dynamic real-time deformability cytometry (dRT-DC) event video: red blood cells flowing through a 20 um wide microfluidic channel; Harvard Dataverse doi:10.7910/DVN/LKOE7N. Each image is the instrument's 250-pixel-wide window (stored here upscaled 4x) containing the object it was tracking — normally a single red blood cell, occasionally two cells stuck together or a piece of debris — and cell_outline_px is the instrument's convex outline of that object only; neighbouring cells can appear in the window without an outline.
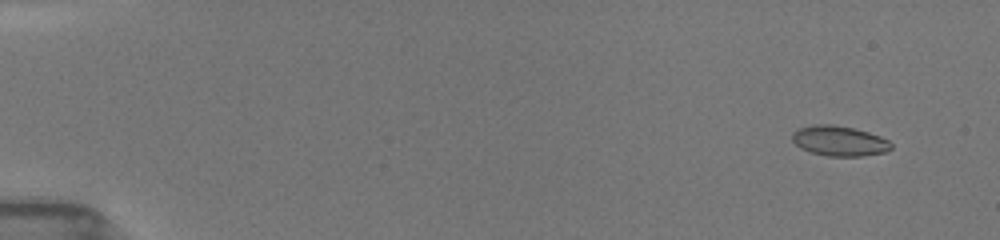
{"species": "common noctule bat (a hibernating species)", "species_latin": "Nyctalus noctula", "temperature_condition": "room temperature", "stored_images_in_passage": 53, "camera_frame_rate_fps": 3000, "um_per_image_px": 0.085, "animal": {"sex": "female", "body_mass_g": 19.5, "forearm_length_mm": 54.1}, "frame": {"image": 1, "passage_image": 4, "time_ms": 1.0, "image_size_px": [1000, 240], "cell_outline_px": [[892, 148], [884, 152], [860, 156], [828, 156], [812, 152], [800, 148], [792, 140], [792, 132], [800, 128], [812, 124], [832, 124], [856, 128], [880, 136], [888, 140], [892, 144]], "centroid_in_image_um": [71.33, 11.96], "position_along_channel_um": 13.7, "area_um2": 17.4}}
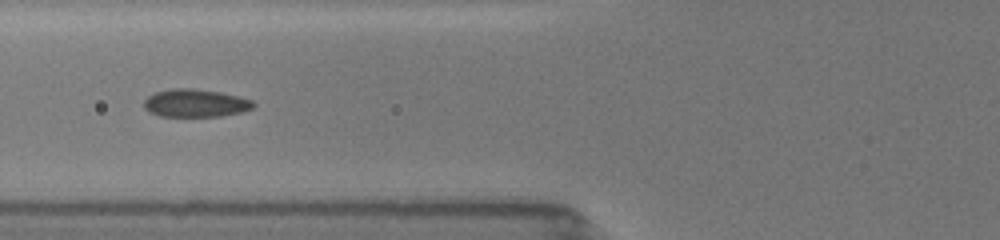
{"frame": {"image": 2, "passage_image": 22, "time_ms": 7.0, "image_size_px": [1000, 240], "cell_outline_px": [[256, 104], [252, 108], [240, 112], [220, 116], [160, 116], [148, 112], [144, 108], [144, 100], [148, 96], [156, 92], [172, 88], [192, 88], [220, 92], [252, 100]], "centroid_in_image_um": [16.58, 8.76], "position_along_channel_um": 109.2, "area_um2": 17.69}}
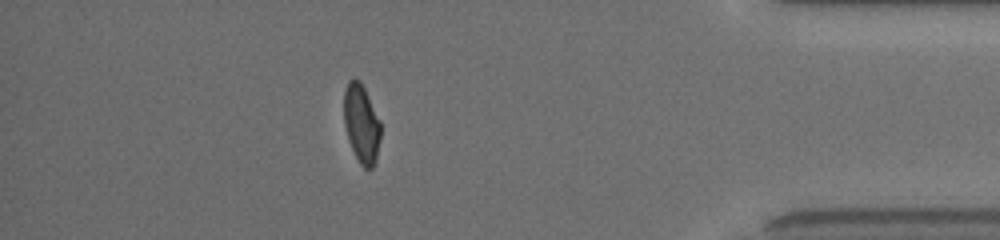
{"frame": {"image": 3, "passage_image": 47, "time_ms": 15.333, "image_size_px": [1000, 240], "cell_outline_px": [[380, 140], [376, 160], [372, 168], [364, 168], [360, 164], [348, 140], [344, 124], [344, 88], [348, 80], [352, 76], [360, 80], [380, 120]], "centroid_in_image_um": [30.71, 10.47], "position_along_channel_um": 404.5, "area_um2": 16.94}, "authors_computed_cell_mechanics": {"area_um2": 17.629, "velocity_mm_per_s": 3.9693, "shape_relaxation_time_tau1_ms": 8.7749, "shape_relaxation_time_tau2_ms": 0.7138, "deformation_change_tau1": 0.182, "deformation_change_tau2": 0.0498}}